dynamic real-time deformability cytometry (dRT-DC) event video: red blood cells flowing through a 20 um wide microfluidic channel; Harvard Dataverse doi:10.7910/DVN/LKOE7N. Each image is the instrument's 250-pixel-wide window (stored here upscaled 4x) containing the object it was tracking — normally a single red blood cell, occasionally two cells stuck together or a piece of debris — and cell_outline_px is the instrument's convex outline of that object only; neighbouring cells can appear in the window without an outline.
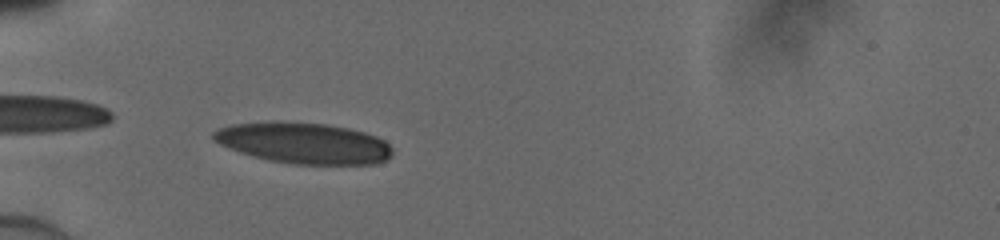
{"species": "human", "species_latin": "Homo sapiens", "temperature_condition": "cold", "stored_images_in_passage": 35, "camera_frame_rate_fps": 3000, "um_per_image_px": 0.085, "donor": {"sex": "male"}, "frame": {"image": 1, "passage_image": 2, "time_ms": 0.333, "image_size_px": [1000, 240], "cell_outline_px": [[392, 156], [376, 164], [292, 164], [268, 160], [252, 156], [240, 152], [220, 144], [212, 136], [212, 132], [220, 128], [232, 124], [324, 124], [348, 128], [364, 132], [376, 136], [384, 140], [392, 148]], "centroid_in_image_um": [25.89, 12.21], "position_along_channel_um": 59.1, "area_um2": 41.56}}
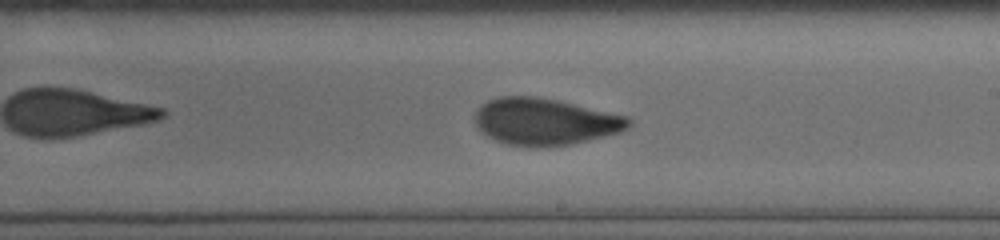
{"frame": {"image": 2, "passage_image": 16, "time_ms": 5.0, "image_size_px": [1000, 240], "cell_outline_px": [[632, 124], [628, 128], [620, 132], [572, 144], [508, 144], [496, 140], [480, 132], [476, 124], [476, 112], [480, 104], [488, 100], [500, 96], [536, 96], [556, 100], [628, 116], [632, 120]], "centroid_in_image_um": [46.33, 10.3], "position_along_channel_um": 242.7, "area_um2": 41.1}}
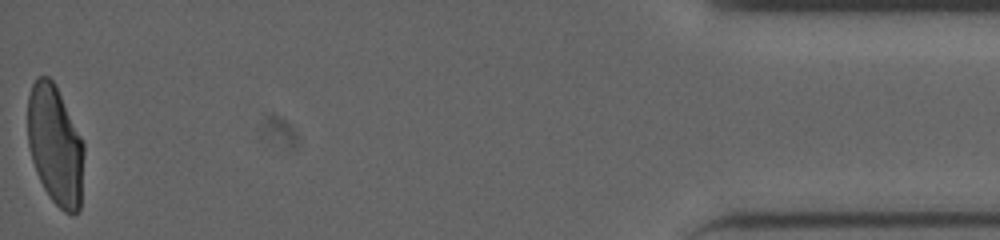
{"frame": {"image": 3, "passage_image": 35, "time_ms": 11.333, "image_size_px": [1000, 240], "cell_outline_px": [[84, 152], [80, 208], [72, 216], [64, 212], [52, 200], [44, 188], [36, 172], [32, 160], [28, 144], [28, 96], [32, 84], [36, 76], [48, 76], [52, 80], [84, 144]], "centroid_in_image_um": [4.68, 12.37], "position_along_channel_um": 430.5, "area_um2": 38.84}}